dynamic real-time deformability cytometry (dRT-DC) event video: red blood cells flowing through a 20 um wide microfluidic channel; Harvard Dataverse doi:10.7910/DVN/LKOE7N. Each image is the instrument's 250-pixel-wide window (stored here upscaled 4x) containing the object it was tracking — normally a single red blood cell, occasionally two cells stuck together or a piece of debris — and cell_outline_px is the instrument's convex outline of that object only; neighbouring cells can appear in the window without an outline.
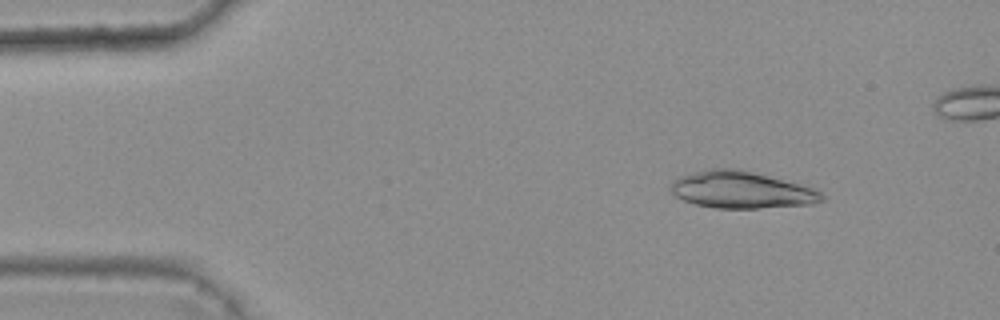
{"species": "common noctule bat (a hibernating species)", "species_latin": "Nyctalus noctula", "temperature_condition": "warm", "stored_images_in_passage": 46, "camera_frame_rate_fps": 3000, "um_per_image_px": 0.085, "animal": {"sex": "female", "body_mass_g": 25.1}, "frame": {"image": 1, "passage_image": 7, "time_ms": 2.0, "image_size_px": [1000, 320], "cell_outline_px": [[824, 200], [812, 204], [756, 208], [712, 208], [696, 204], [684, 200], [676, 196], [672, 192], [672, 180], [676, 176], [692, 172], [712, 168], [740, 168], [812, 188], [820, 192], [824, 196]], "centroid_in_image_um": [62.97, 16.13], "position_along_channel_um": 22.0, "area_um2": 32.37}}
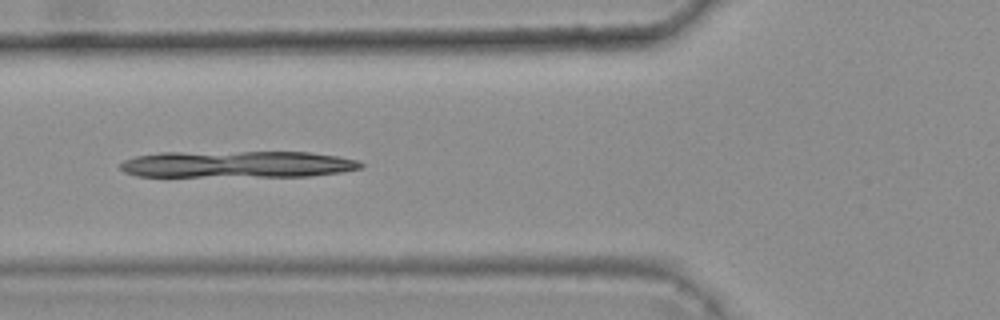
{"frame": {"image": 2, "passage_image": 20, "time_ms": 6.333, "image_size_px": [1000, 320], "cell_outline_px": [[364, 168], [344, 172], [312, 176], [136, 176], [124, 172], [120, 168], [120, 164], [124, 160], [136, 156], [160, 152], [308, 152], [336, 156], [356, 160], [364, 164]], "centroid_in_image_um": [20.19, 13.96], "position_along_channel_um": 105.6, "area_um2": 37.63}}